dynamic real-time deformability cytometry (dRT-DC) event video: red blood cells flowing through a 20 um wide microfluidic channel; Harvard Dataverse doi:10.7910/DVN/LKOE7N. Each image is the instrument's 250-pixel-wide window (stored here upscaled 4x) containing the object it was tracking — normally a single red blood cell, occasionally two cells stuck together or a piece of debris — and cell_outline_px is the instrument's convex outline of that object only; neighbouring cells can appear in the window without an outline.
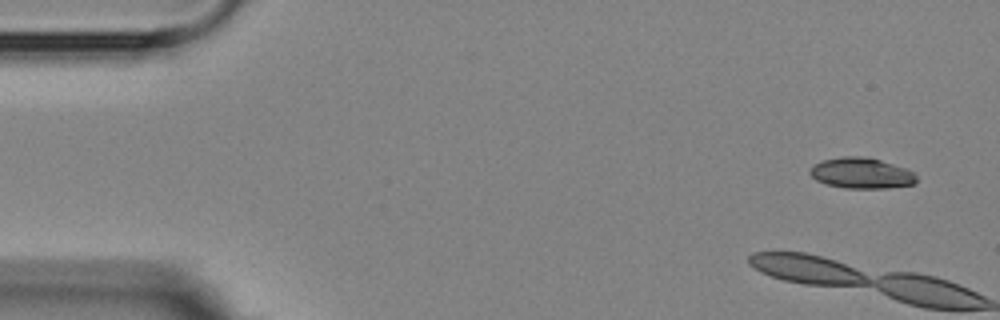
{"species": "Egyptian fruit bat (a non-hibernating species)", "species_latin": "Rousettus aegyptiacus", "temperature_condition": "room temperature", "stored_images_in_passage": 8, "camera_frame_rate_fps": 3000, "um_per_image_px": 0.085, "animal": {"sex": "female"}, "frame": {"image": 1, "passage_image": 1, "time_ms": 0.0, "image_size_px": [1000, 320], "cell_outline_px": [[916, 180], [912, 184], [888, 188], [844, 188], [828, 184], [816, 180], [808, 172], [816, 164], [824, 160], [844, 156], [860, 156], [880, 160], [904, 168], [912, 172], [916, 176]], "centroid_in_image_um": [73.21, 14.72], "position_along_channel_um": 11.8, "area_um2": 18.67}}
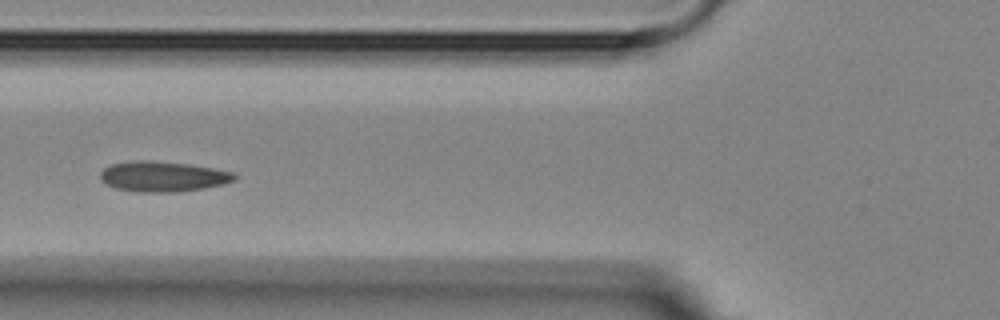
{"frame": {"image": 2, "passage_image": 7, "time_ms": 7.0, "image_size_px": [1000, 320], "cell_outline_px": [[236, 180], [224, 184], [204, 188], [172, 192], [140, 192], [116, 188], [104, 184], [100, 180], [100, 172], [104, 168], [112, 164], [136, 160], [152, 160], [188, 164], [212, 168], [232, 172], [236, 176]], "centroid_in_image_um": [13.82, 15.0], "position_along_channel_um": 112.0, "area_um2": 23.7}}
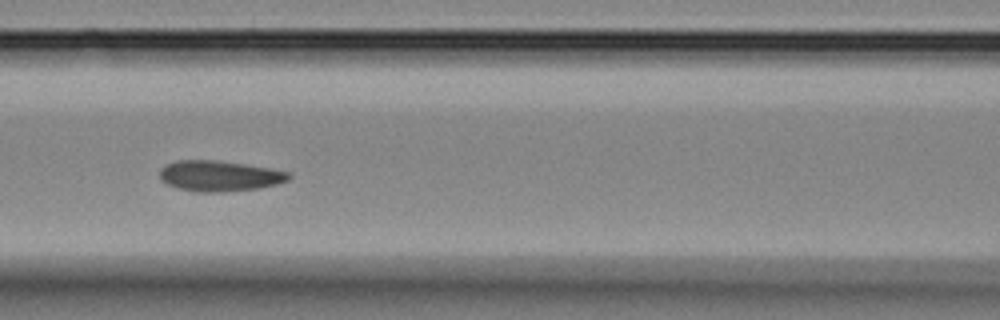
{"frame": {"image": 3, "passage_image": 8, "time_ms": 8.0, "image_size_px": [1000, 320], "cell_outline_px": [[292, 176], [288, 180], [276, 184], [256, 188], [224, 192], [196, 192], [176, 188], [160, 180], [160, 168], [164, 164], [176, 160], [216, 160], [272, 168], [292, 172]], "centroid_in_image_um": [18.64, 14.95], "position_along_channel_um": 148.0, "area_um2": 23.29}}